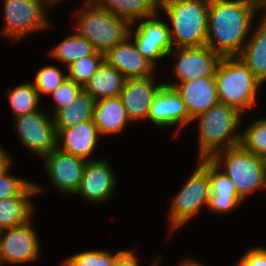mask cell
Masks as SVG:
<instances>
[{"instance_id": "obj_36", "label": "cell", "mask_w": 266, "mask_h": 266, "mask_svg": "<svg viewBox=\"0 0 266 266\" xmlns=\"http://www.w3.org/2000/svg\"><path fill=\"white\" fill-rule=\"evenodd\" d=\"M244 250L230 266H266V246L252 245Z\"/></svg>"}, {"instance_id": "obj_29", "label": "cell", "mask_w": 266, "mask_h": 266, "mask_svg": "<svg viewBox=\"0 0 266 266\" xmlns=\"http://www.w3.org/2000/svg\"><path fill=\"white\" fill-rule=\"evenodd\" d=\"M67 68L60 64L46 63L42 65L36 72L33 78V84L38 92L41 100L44 101V96L47 97L58 86H60L66 79Z\"/></svg>"}, {"instance_id": "obj_12", "label": "cell", "mask_w": 266, "mask_h": 266, "mask_svg": "<svg viewBox=\"0 0 266 266\" xmlns=\"http://www.w3.org/2000/svg\"><path fill=\"white\" fill-rule=\"evenodd\" d=\"M129 37L148 61L158 70L164 69V64L168 62L167 55L173 45L168 23L160 13L132 23Z\"/></svg>"}, {"instance_id": "obj_35", "label": "cell", "mask_w": 266, "mask_h": 266, "mask_svg": "<svg viewBox=\"0 0 266 266\" xmlns=\"http://www.w3.org/2000/svg\"><path fill=\"white\" fill-rule=\"evenodd\" d=\"M246 204L240 197H219L210 195L207 210L212 215L227 216L235 213L239 208Z\"/></svg>"}, {"instance_id": "obj_1", "label": "cell", "mask_w": 266, "mask_h": 266, "mask_svg": "<svg viewBox=\"0 0 266 266\" xmlns=\"http://www.w3.org/2000/svg\"><path fill=\"white\" fill-rule=\"evenodd\" d=\"M236 0H209L206 45L221 57L239 56L259 16Z\"/></svg>"}, {"instance_id": "obj_23", "label": "cell", "mask_w": 266, "mask_h": 266, "mask_svg": "<svg viewBox=\"0 0 266 266\" xmlns=\"http://www.w3.org/2000/svg\"><path fill=\"white\" fill-rule=\"evenodd\" d=\"M94 3L131 24L160 13L161 0H95Z\"/></svg>"}, {"instance_id": "obj_8", "label": "cell", "mask_w": 266, "mask_h": 266, "mask_svg": "<svg viewBox=\"0 0 266 266\" xmlns=\"http://www.w3.org/2000/svg\"><path fill=\"white\" fill-rule=\"evenodd\" d=\"M210 160L230 178L245 203L257 192L266 194V159L239 144L216 152Z\"/></svg>"}, {"instance_id": "obj_7", "label": "cell", "mask_w": 266, "mask_h": 266, "mask_svg": "<svg viewBox=\"0 0 266 266\" xmlns=\"http://www.w3.org/2000/svg\"><path fill=\"white\" fill-rule=\"evenodd\" d=\"M3 3L0 37L17 44L25 38L55 30L50 18L54 12L49 0H0ZM0 6V8H1ZM53 12V13H52ZM52 27V28H51Z\"/></svg>"}, {"instance_id": "obj_31", "label": "cell", "mask_w": 266, "mask_h": 266, "mask_svg": "<svg viewBox=\"0 0 266 266\" xmlns=\"http://www.w3.org/2000/svg\"><path fill=\"white\" fill-rule=\"evenodd\" d=\"M103 61L104 54L97 51L91 55L81 57L67 67L68 79L83 87L96 73Z\"/></svg>"}, {"instance_id": "obj_10", "label": "cell", "mask_w": 266, "mask_h": 266, "mask_svg": "<svg viewBox=\"0 0 266 266\" xmlns=\"http://www.w3.org/2000/svg\"><path fill=\"white\" fill-rule=\"evenodd\" d=\"M172 60L162 72L169 71L171 76L164 85L174 87L180 82L193 81L204 77H215L221 56L207 45L201 47L173 48L167 55ZM169 69V70H167ZM166 70V71H165ZM173 77V79H172Z\"/></svg>"}, {"instance_id": "obj_38", "label": "cell", "mask_w": 266, "mask_h": 266, "mask_svg": "<svg viewBox=\"0 0 266 266\" xmlns=\"http://www.w3.org/2000/svg\"><path fill=\"white\" fill-rule=\"evenodd\" d=\"M14 161L12 154L0 144V175L14 165Z\"/></svg>"}, {"instance_id": "obj_37", "label": "cell", "mask_w": 266, "mask_h": 266, "mask_svg": "<svg viewBox=\"0 0 266 266\" xmlns=\"http://www.w3.org/2000/svg\"><path fill=\"white\" fill-rule=\"evenodd\" d=\"M136 248H130L124 249L116 256L115 262L113 266H141L142 260L138 255V251L136 252ZM141 261V262H140ZM150 263L149 266H160V254L155 255V257L152 256L151 260H149Z\"/></svg>"}, {"instance_id": "obj_24", "label": "cell", "mask_w": 266, "mask_h": 266, "mask_svg": "<svg viewBox=\"0 0 266 266\" xmlns=\"http://www.w3.org/2000/svg\"><path fill=\"white\" fill-rule=\"evenodd\" d=\"M126 80L124 75L104 60L83 88L97 101L120 96Z\"/></svg>"}, {"instance_id": "obj_20", "label": "cell", "mask_w": 266, "mask_h": 266, "mask_svg": "<svg viewBox=\"0 0 266 266\" xmlns=\"http://www.w3.org/2000/svg\"><path fill=\"white\" fill-rule=\"evenodd\" d=\"M173 88L182 98L192 120L219 102L215 77L180 82Z\"/></svg>"}, {"instance_id": "obj_41", "label": "cell", "mask_w": 266, "mask_h": 266, "mask_svg": "<svg viewBox=\"0 0 266 266\" xmlns=\"http://www.w3.org/2000/svg\"><path fill=\"white\" fill-rule=\"evenodd\" d=\"M50 4L52 6V8L54 9L55 7H59V5L61 6V2H65L66 0H49ZM68 1V0H67ZM95 0H79L80 3H94Z\"/></svg>"}, {"instance_id": "obj_17", "label": "cell", "mask_w": 266, "mask_h": 266, "mask_svg": "<svg viewBox=\"0 0 266 266\" xmlns=\"http://www.w3.org/2000/svg\"><path fill=\"white\" fill-rule=\"evenodd\" d=\"M102 139L93 120H86L75 126L60 129L57 132V148L85 161H93L100 159L92 156L97 152Z\"/></svg>"}, {"instance_id": "obj_5", "label": "cell", "mask_w": 266, "mask_h": 266, "mask_svg": "<svg viewBox=\"0 0 266 266\" xmlns=\"http://www.w3.org/2000/svg\"><path fill=\"white\" fill-rule=\"evenodd\" d=\"M69 19L74 32L88 40L95 51L105 54L115 45L125 41L131 23L98 7L95 3H79Z\"/></svg>"}, {"instance_id": "obj_9", "label": "cell", "mask_w": 266, "mask_h": 266, "mask_svg": "<svg viewBox=\"0 0 266 266\" xmlns=\"http://www.w3.org/2000/svg\"><path fill=\"white\" fill-rule=\"evenodd\" d=\"M16 139L27 152L40 160L57 148V131L53 116L44 108L12 117Z\"/></svg>"}, {"instance_id": "obj_13", "label": "cell", "mask_w": 266, "mask_h": 266, "mask_svg": "<svg viewBox=\"0 0 266 266\" xmlns=\"http://www.w3.org/2000/svg\"><path fill=\"white\" fill-rule=\"evenodd\" d=\"M111 160L101 159L87 161L83 170L81 182L74 196L79 197L88 205L106 204L115 195L119 182L113 170Z\"/></svg>"}, {"instance_id": "obj_15", "label": "cell", "mask_w": 266, "mask_h": 266, "mask_svg": "<svg viewBox=\"0 0 266 266\" xmlns=\"http://www.w3.org/2000/svg\"><path fill=\"white\" fill-rule=\"evenodd\" d=\"M147 122L163 130L174 128L173 138L179 137L181 131L184 132L187 126L192 125L182 98L174 88L167 85H163L153 99Z\"/></svg>"}, {"instance_id": "obj_39", "label": "cell", "mask_w": 266, "mask_h": 266, "mask_svg": "<svg viewBox=\"0 0 266 266\" xmlns=\"http://www.w3.org/2000/svg\"><path fill=\"white\" fill-rule=\"evenodd\" d=\"M162 260H163V256H161L160 254V266H163L162 264ZM174 266H207L205 263L200 262L198 259H196V257L192 258L191 256H187V257H182V259L179 260V262H177V265Z\"/></svg>"}, {"instance_id": "obj_11", "label": "cell", "mask_w": 266, "mask_h": 266, "mask_svg": "<svg viewBox=\"0 0 266 266\" xmlns=\"http://www.w3.org/2000/svg\"><path fill=\"white\" fill-rule=\"evenodd\" d=\"M35 218L33 216L23 225L1 231L0 266L33 265L42 259V242L35 228Z\"/></svg>"}, {"instance_id": "obj_3", "label": "cell", "mask_w": 266, "mask_h": 266, "mask_svg": "<svg viewBox=\"0 0 266 266\" xmlns=\"http://www.w3.org/2000/svg\"><path fill=\"white\" fill-rule=\"evenodd\" d=\"M194 169L185 178L178 191L172 194L166 212L167 232L171 239L180 229L189 225L199 214L207 210L210 197V181L208 178V159L196 160ZM198 215V216H197Z\"/></svg>"}, {"instance_id": "obj_43", "label": "cell", "mask_w": 266, "mask_h": 266, "mask_svg": "<svg viewBox=\"0 0 266 266\" xmlns=\"http://www.w3.org/2000/svg\"><path fill=\"white\" fill-rule=\"evenodd\" d=\"M59 266H66L65 263L61 260V262L59 263Z\"/></svg>"}, {"instance_id": "obj_26", "label": "cell", "mask_w": 266, "mask_h": 266, "mask_svg": "<svg viewBox=\"0 0 266 266\" xmlns=\"http://www.w3.org/2000/svg\"><path fill=\"white\" fill-rule=\"evenodd\" d=\"M65 35V37L58 41L56 45H52L47 49V56L51 60L64 67H68L74 61L81 57L91 55L95 52L91 43L83 37H80L75 32Z\"/></svg>"}, {"instance_id": "obj_19", "label": "cell", "mask_w": 266, "mask_h": 266, "mask_svg": "<svg viewBox=\"0 0 266 266\" xmlns=\"http://www.w3.org/2000/svg\"><path fill=\"white\" fill-rule=\"evenodd\" d=\"M44 190H47L44 185L33 181L19 196L0 199V228L3 230L28 222L37 212L33 199L45 193Z\"/></svg>"}, {"instance_id": "obj_27", "label": "cell", "mask_w": 266, "mask_h": 266, "mask_svg": "<svg viewBox=\"0 0 266 266\" xmlns=\"http://www.w3.org/2000/svg\"><path fill=\"white\" fill-rule=\"evenodd\" d=\"M14 84L5 90L6 99L10 109L9 112L12 117H17L38 111L43 107V102L40 99L37 90L34 87L32 80H23L21 83Z\"/></svg>"}, {"instance_id": "obj_14", "label": "cell", "mask_w": 266, "mask_h": 266, "mask_svg": "<svg viewBox=\"0 0 266 266\" xmlns=\"http://www.w3.org/2000/svg\"><path fill=\"white\" fill-rule=\"evenodd\" d=\"M42 171L52 189L60 193L62 197L74 196L78 190L83 170L87 161L65 153L58 148L54 149L41 160Z\"/></svg>"}, {"instance_id": "obj_42", "label": "cell", "mask_w": 266, "mask_h": 266, "mask_svg": "<svg viewBox=\"0 0 266 266\" xmlns=\"http://www.w3.org/2000/svg\"><path fill=\"white\" fill-rule=\"evenodd\" d=\"M259 14L266 16V0L264 1L263 8L259 11Z\"/></svg>"}, {"instance_id": "obj_28", "label": "cell", "mask_w": 266, "mask_h": 266, "mask_svg": "<svg viewBox=\"0 0 266 266\" xmlns=\"http://www.w3.org/2000/svg\"><path fill=\"white\" fill-rule=\"evenodd\" d=\"M246 117L242 120L240 144L253 155L266 159V117L253 118L245 124Z\"/></svg>"}, {"instance_id": "obj_18", "label": "cell", "mask_w": 266, "mask_h": 266, "mask_svg": "<svg viewBox=\"0 0 266 266\" xmlns=\"http://www.w3.org/2000/svg\"><path fill=\"white\" fill-rule=\"evenodd\" d=\"M104 60L127 79L153 76L160 72L138 51L130 37L108 50Z\"/></svg>"}, {"instance_id": "obj_30", "label": "cell", "mask_w": 266, "mask_h": 266, "mask_svg": "<svg viewBox=\"0 0 266 266\" xmlns=\"http://www.w3.org/2000/svg\"><path fill=\"white\" fill-rule=\"evenodd\" d=\"M111 251V249H89L75 252L63 258L66 266H113L116 256L122 251ZM111 251V252H110Z\"/></svg>"}, {"instance_id": "obj_16", "label": "cell", "mask_w": 266, "mask_h": 266, "mask_svg": "<svg viewBox=\"0 0 266 266\" xmlns=\"http://www.w3.org/2000/svg\"><path fill=\"white\" fill-rule=\"evenodd\" d=\"M158 76H161V74L126 80L119 97L128 118L134 125L143 124V122L146 125L151 103L164 85V82L159 80Z\"/></svg>"}, {"instance_id": "obj_22", "label": "cell", "mask_w": 266, "mask_h": 266, "mask_svg": "<svg viewBox=\"0 0 266 266\" xmlns=\"http://www.w3.org/2000/svg\"><path fill=\"white\" fill-rule=\"evenodd\" d=\"M266 87V16L259 15L241 54L238 56Z\"/></svg>"}, {"instance_id": "obj_6", "label": "cell", "mask_w": 266, "mask_h": 266, "mask_svg": "<svg viewBox=\"0 0 266 266\" xmlns=\"http://www.w3.org/2000/svg\"><path fill=\"white\" fill-rule=\"evenodd\" d=\"M209 0H161L173 48L206 45Z\"/></svg>"}, {"instance_id": "obj_33", "label": "cell", "mask_w": 266, "mask_h": 266, "mask_svg": "<svg viewBox=\"0 0 266 266\" xmlns=\"http://www.w3.org/2000/svg\"><path fill=\"white\" fill-rule=\"evenodd\" d=\"M208 178L210 181V195L239 197L230 178L210 159H208Z\"/></svg>"}, {"instance_id": "obj_4", "label": "cell", "mask_w": 266, "mask_h": 266, "mask_svg": "<svg viewBox=\"0 0 266 266\" xmlns=\"http://www.w3.org/2000/svg\"><path fill=\"white\" fill-rule=\"evenodd\" d=\"M215 79L219 102L248 117L255 107L258 108L260 92L265 87L241 58L222 57L216 68Z\"/></svg>"}, {"instance_id": "obj_40", "label": "cell", "mask_w": 266, "mask_h": 266, "mask_svg": "<svg viewBox=\"0 0 266 266\" xmlns=\"http://www.w3.org/2000/svg\"><path fill=\"white\" fill-rule=\"evenodd\" d=\"M236 1H240L242 3L248 4L254 7L257 11H260L264 6L265 0H236Z\"/></svg>"}, {"instance_id": "obj_2", "label": "cell", "mask_w": 266, "mask_h": 266, "mask_svg": "<svg viewBox=\"0 0 266 266\" xmlns=\"http://www.w3.org/2000/svg\"><path fill=\"white\" fill-rule=\"evenodd\" d=\"M243 117L237 109L221 102L195 117L192 126L195 124L197 132L196 160L210 159L216 152L239 145Z\"/></svg>"}, {"instance_id": "obj_32", "label": "cell", "mask_w": 266, "mask_h": 266, "mask_svg": "<svg viewBox=\"0 0 266 266\" xmlns=\"http://www.w3.org/2000/svg\"><path fill=\"white\" fill-rule=\"evenodd\" d=\"M83 87L68 78L58 86L52 93L47 97H50L47 101L48 105L44 108L53 116L59 109L67 107L72 100H75L76 95Z\"/></svg>"}, {"instance_id": "obj_34", "label": "cell", "mask_w": 266, "mask_h": 266, "mask_svg": "<svg viewBox=\"0 0 266 266\" xmlns=\"http://www.w3.org/2000/svg\"><path fill=\"white\" fill-rule=\"evenodd\" d=\"M12 167L0 175V199L19 196L33 182L11 173Z\"/></svg>"}, {"instance_id": "obj_21", "label": "cell", "mask_w": 266, "mask_h": 266, "mask_svg": "<svg viewBox=\"0 0 266 266\" xmlns=\"http://www.w3.org/2000/svg\"><path fill=\"white\" fill-rule=\"evenodd\" d=\"M92 120L103 139L123 135L133 124L119 96L95 101Z\"/></svg>"}, {"instance_id": "obj_25", "label": "cell", "mask_w": 266, "mask_h": 266, "mask_svg": "<svg viewBox=\"0 0 266 266\" xmlns=\"http://www.w3.org/2000/svg\"><path fill=\"white\" fill-rule=\"evenodd\" d=\"M95 99L82 88L67 107L59 109L54 115V125L56 131L69 128L84 122L92 120Z\"/></svg>"}]
</instances>
